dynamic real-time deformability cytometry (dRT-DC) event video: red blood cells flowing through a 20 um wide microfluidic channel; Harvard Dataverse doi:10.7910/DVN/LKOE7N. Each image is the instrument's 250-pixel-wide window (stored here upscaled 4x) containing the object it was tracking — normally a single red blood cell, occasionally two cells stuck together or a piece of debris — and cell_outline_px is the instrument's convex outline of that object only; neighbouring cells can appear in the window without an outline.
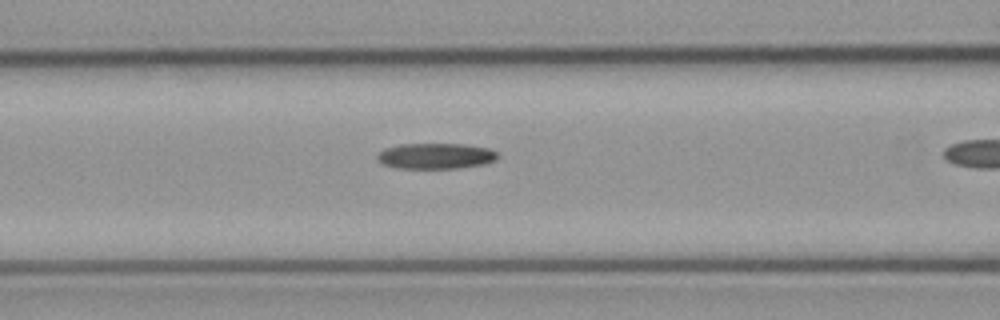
{"species": "common noctule bat (a hibernating species)", "species_latin": "Nyctalus noctula", "temperature_condition": "cold", "stored_images_in_passage": 35, "camera_frame_rate_fps": 3000, "um_per_image_px": 0.085, "animal": {"sex": "male", "body_mass_g": 23.1, "forearm_length_mm": 52.7}, "frame": {"image": 1, "passage_image": 15, "time_ms": 4.667, "image_size_px": [1000, 320], "cell_outline_px": [[500, 156], [496, 160], [484, 164], [460, 168], [396, 168], [384, 164], [376, 160], [376, 156], [384, 148], [400, 144], [464, 144], [488, 148], [496, 152]], "centroid_in_image_um": [37.04, 13.26], "position_along_channel_um": 129.6, "area_um2": 18.15}}
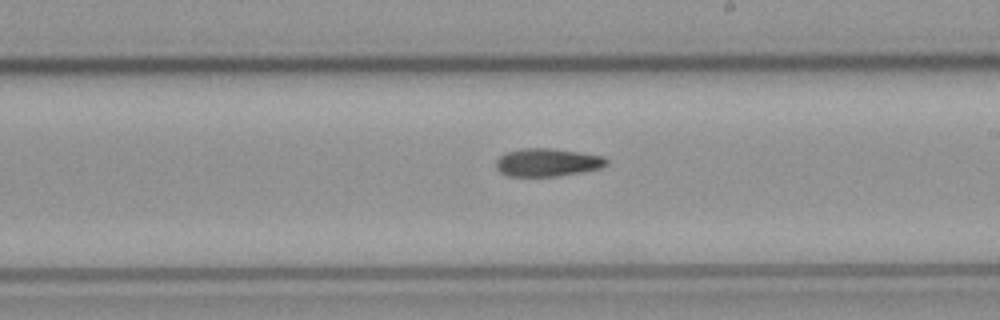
{"frame": {"image": 2, "passage_image": 24, "time_ms": 7.667, "image_size_px": [1000, 320], "cell_outline_px": [[608, 164], [600, 168], [580, 172], [556, 176], [508, 176], [500, 172], [496, 168], [496, 160], [504, 152], [524, 148], [548, 148], [604, 156], [608, 160]], "centroid_in_image_um": [46.5, 13.8], "position_along_channel_um": 242.5, "area_um2": 17.92}}
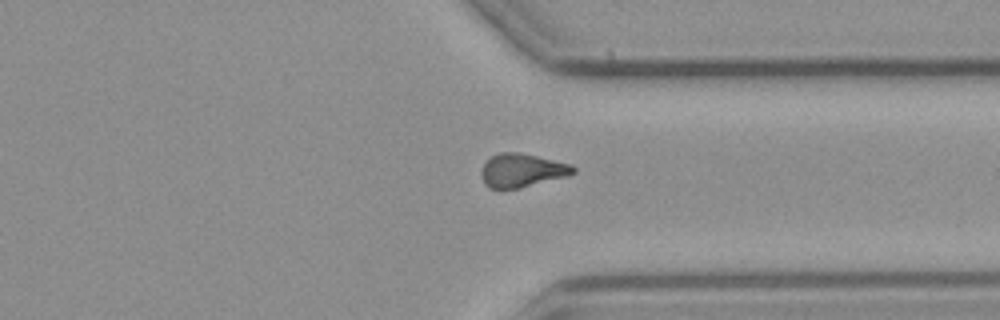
{"frame": {"image": 3, "passage_image": 34, "time_ms": 11.0, "image_size_px": [1000, 320], "cell_outline_px": [[576, 172], [568, 176], [520, 188], [488, 188], [484, 184], [480, 176], [480, 172], [484, 164], [492, 156], [500, 152], [520, 152], [572, 164], [576, 168]], "centroid_in_image_um": [44.38, 14.48], "position_along_channel_um": 367.0, "area_um2": 18.09}}